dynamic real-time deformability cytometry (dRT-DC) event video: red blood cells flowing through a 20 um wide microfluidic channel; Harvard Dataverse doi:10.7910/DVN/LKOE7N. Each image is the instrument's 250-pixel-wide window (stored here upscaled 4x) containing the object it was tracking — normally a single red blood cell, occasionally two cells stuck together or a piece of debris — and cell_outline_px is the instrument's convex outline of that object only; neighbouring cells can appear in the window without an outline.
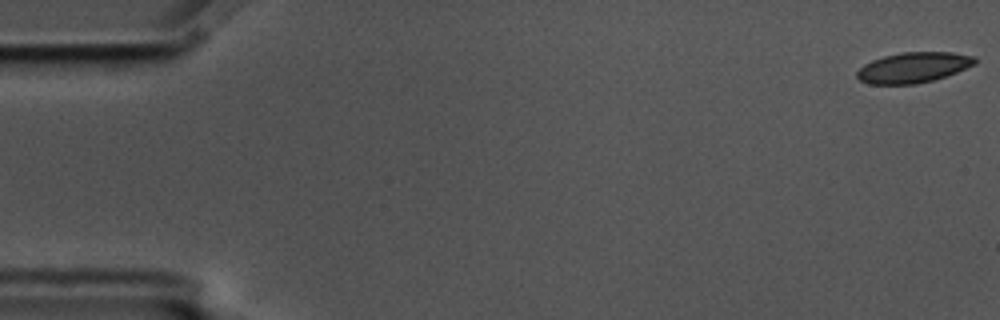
{"species": "common noctule bat (a hibernating species)", "species_latin": "Nyctalus noctula", "temperature_condition": "cold", "stored_images_in_passage": 57, "camera_frame_rate_fps": 3000, "um_per_image_px": 0.085, "animal": {"sex": "male", "body_mass_g": 17.5, "forearm_length_mm": 52.3}, "frame": {"image": 1, "passage_image": 1, "time_ms": 0.0, "image_size_px": [1000, 320], "cell_outline_px": [[976, 64], [956, 72], [932, 80], [916, 84], [868, 84], [860, 80], [856, 76], [856, 72], [864, 64], [872, 60], [884, 56], [900, 52], [952, 52], [976, 56]], "centroid_in_image_um": [77.63, 5.73], "position_along_channel_um": 7.4, "area_um2": 20.92}}
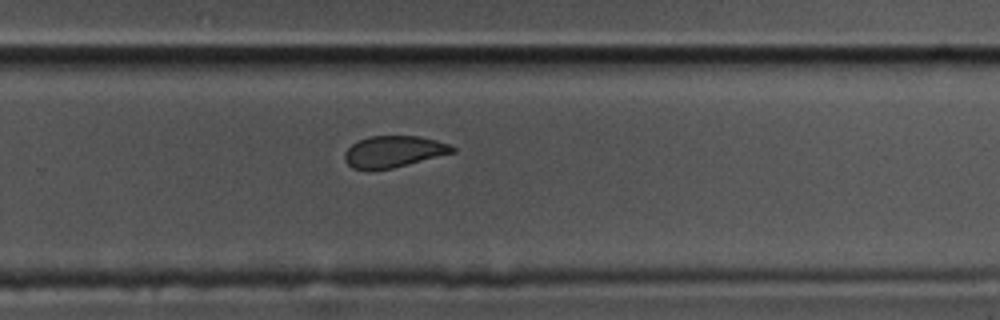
{"frame": {"image": 2, "passage_image": 37, "time_ms": 12.0, "image_size_px": [1000, 320], "cell_outline_px": [[456, 152], [392, 168], [368, 172], [352, 168], [344, 160], [344, 152], [352, 144], [368, 136], [420, 136], [452, 144], [456, 148]], "centroid_in_image_um": [33.45, 12.9], "position_along_channel_um": 296.4, "area_um2": 20.17}}
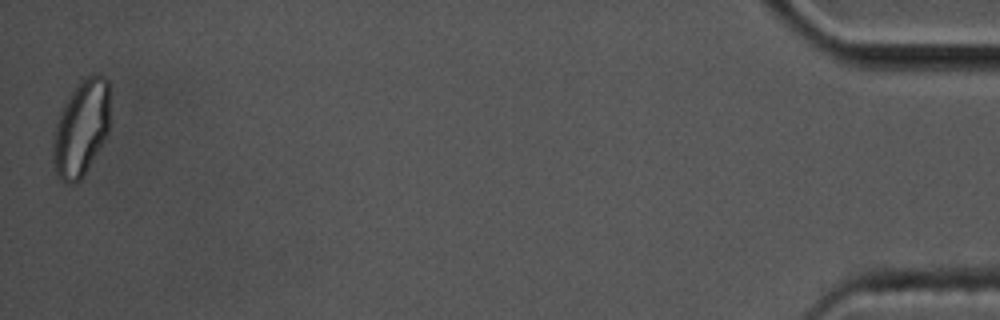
{"frame": {"image": 3, "passage_image": 56, "time_ms": 18.333, "image_size_px": [1000, 320], "cell_outline_px": [[108, 132], [104, 140], [80, 180], [72, 184], [68, 184], [60, 180], [56, 176], [52, 164], [52, 140], [56, 124], [60, 112], [68, 96], [84, 76], [92, 72], [96, 72], [104, 76], [108, 80]], "centroid_in_image_um": [6.86, 10.89], "position_along_channel_um": 428.3, "area_um2": 32.02}}